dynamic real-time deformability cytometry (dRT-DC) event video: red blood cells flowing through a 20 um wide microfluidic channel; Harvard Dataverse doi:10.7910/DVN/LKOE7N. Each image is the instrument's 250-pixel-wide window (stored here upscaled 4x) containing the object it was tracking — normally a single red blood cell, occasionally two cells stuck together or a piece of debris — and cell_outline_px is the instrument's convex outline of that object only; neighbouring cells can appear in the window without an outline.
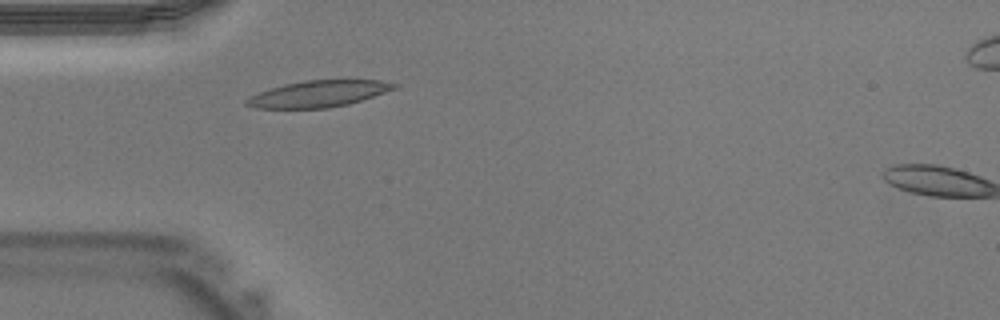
{"species": "Egyptian fruit bat (a non-hibernating species)", "species_latin": "Rousettus aegyptiacus", "temperature_condition": "warm", "stored_images_in_passage": 5, "camera_frame_rate_fps": 3000, "um_per_image_px": 0.085, "animal": {"sex": "male"}, "frame": {"image": 1, "passage_image": 4, "time_ms": 1.0, "image_size_px": [1000, 320], "cell_outline_px": [[400, 84], [396, 88], [348, 104], [328, 108], [256, 108], [244, 104], [244, 100], [248, 96], [284, 84], [304, 80], [380, 80]], "centroid_in_image_um": [27.04, 7.97], "position_along_channel_um": 58.0, "area_um2": 22.6}}